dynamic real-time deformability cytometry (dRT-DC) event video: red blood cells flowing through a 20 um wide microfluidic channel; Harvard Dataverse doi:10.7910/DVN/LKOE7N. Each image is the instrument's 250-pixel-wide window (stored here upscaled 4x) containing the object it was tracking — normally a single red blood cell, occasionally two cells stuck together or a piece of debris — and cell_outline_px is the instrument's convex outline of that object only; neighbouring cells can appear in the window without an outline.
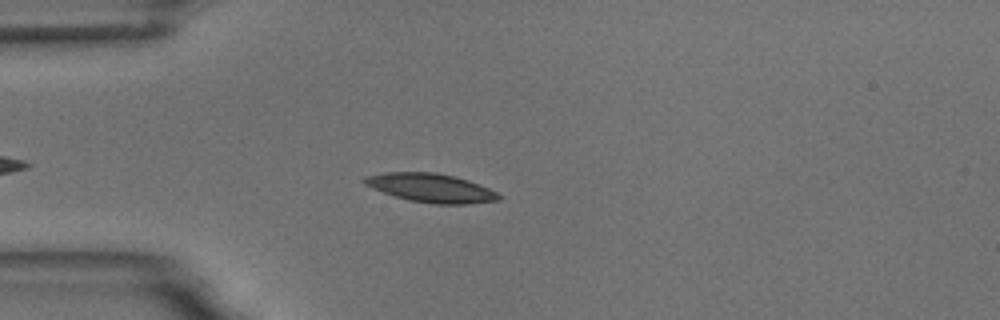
{"species": "common noctule bat (a hibernating species)", "species_latin": "Nyctalus noctula", "temperature_condition": "room temperature", "stored_images_in_passage": 44, "camera_frame_rate_fps": 3000, "um_per_image_px": 0.085, "animal": {"sex": "male", "body_mass_g": 18.8}, "frame": {"image": 1, "passage_image": 7, "time_ms": 2.0, "image_size_px": [1000, 320], "cell_outline_px": [[504, 196], [500, 200], [468, 204], [432, 204], [408, 200], [372, 188], [364, 184], [360, 180], [364, 176], [384, 172], [436, 172], [468, 180], [488, 188]], "centroid_in_image_um": [36.62, 15.97], "position_along_channel_um": 48.4, "area_um2": 22.6}}
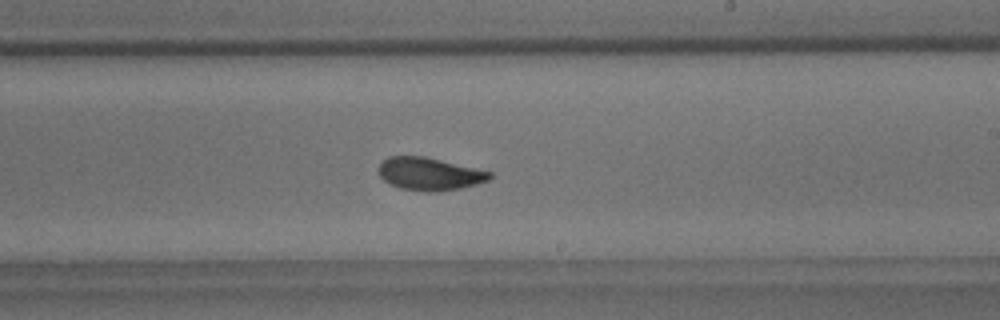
{"frame": {"image": 2, "passage_image": 25, "time_ms": 8.0, "image_size_px": [1000, 320], "cell_outline_px": [[492, 176], [488, 180], [476, 184], [460, 188], [440, 192], [428, 192], [400, 188], [384, 180], [376, 172], [380, 164], [388, 156], [424, 156], [492, 172]], "centroid_in_image_um": [36.48, 14.78], "position_along_channel_um": 252.5, "area_um2": 21.15}}
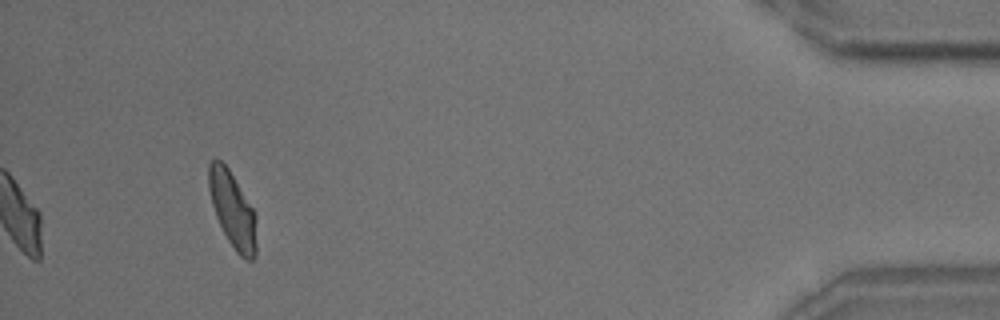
{"frame": {"image": 3, "passage_image": 44, "time_ms": 14.333, "image_size_px": [1000, 320], "cell_outline_px": [[256, 256], [252, 260], [244, 260], [236, 252], [228, 240], [216, 216], [212, 204], [208, 188], [208, 164], [212, 160], [220, 160], [228, 168], [256, 212]], "centroid_in_image_um": [19.78, 17.85], "position_along_channel_um": 415.4, "area_um2": 21.15}, "authors_computed_cell_mechanics": {"area_um2": 21.2126, "velocity_mm_per_s": 3.6303, "shape_relaxation_time_tau1_ms": 3.1659, "shape_relaxation_time_tau2_ms": 1.7101, "deformation_change_tau1": 0.1254, "deformation_change_tau2": 0.0617}}